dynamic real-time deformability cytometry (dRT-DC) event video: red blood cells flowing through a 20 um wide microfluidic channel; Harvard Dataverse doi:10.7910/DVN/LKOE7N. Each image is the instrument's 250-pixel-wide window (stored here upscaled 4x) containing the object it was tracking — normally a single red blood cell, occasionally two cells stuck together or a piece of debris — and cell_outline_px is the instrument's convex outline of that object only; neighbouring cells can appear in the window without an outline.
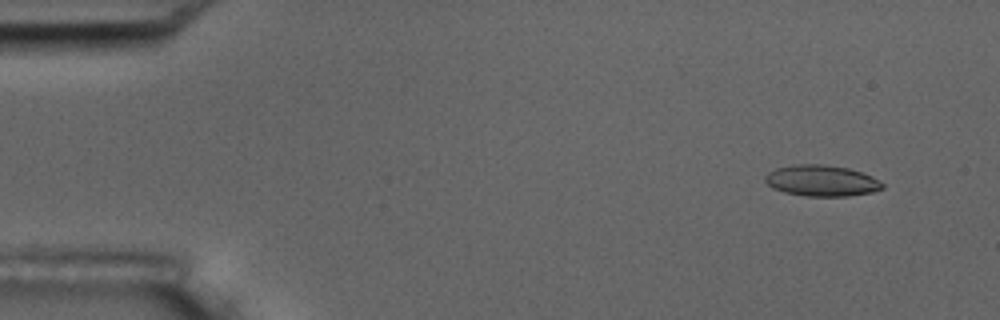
{"species": "common noctule bat (a hibernating species)", "species_latin": "Nyctalus noctula", "temperature_condition": "room temperature", "stored_images_in_passage": 7, "camera_frame_rate_fps": 3000, "um_per_image_px": 0.085, "animal": {"sex": "male", "body_mass_g": 17.5, "forearm_length_mm": 52.3}, "frame": {"image": 1, "passage_image": 2, "time_ms": 1.333, "image_size_px": [1000, 320], "cell_outline_px": [[884, 188], [872, 192], [848, 196], [804, 196], [784, 192], [772, 188], [764, 180], [764, 176], [768, 172], [776, 168], [796, 164], [820, 164], [848, 168], [872, 176], [884, 184]], "centroid_in_image_um": [69.81, 15.36], "position_along_channel_um": 15.2, "area_um2": 21.27}}
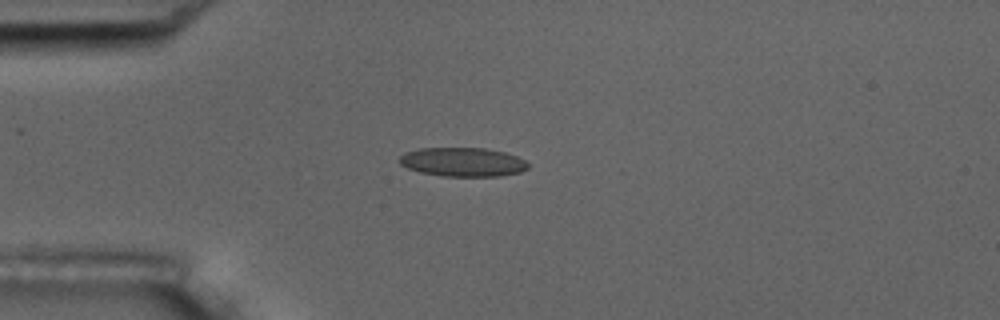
{"frame": {"image": 2, "passage_image": 5, "time_ms": 4.667, "image_size_px": [1000, 320], "cell_outline_px": [[528, 168], [520, 172], [500, 176], [444, 176], [420, 172], [408, 168], [400, 164], [400, 156], [404, 152], [420, 148], [484, 148], [504, 152], [516, 156], [524, 160], [528, 164]], "centroid_in_image_um": [39.32, 13.77], "position_along_channel_um": 45.7, "area_um2": 21.62}}
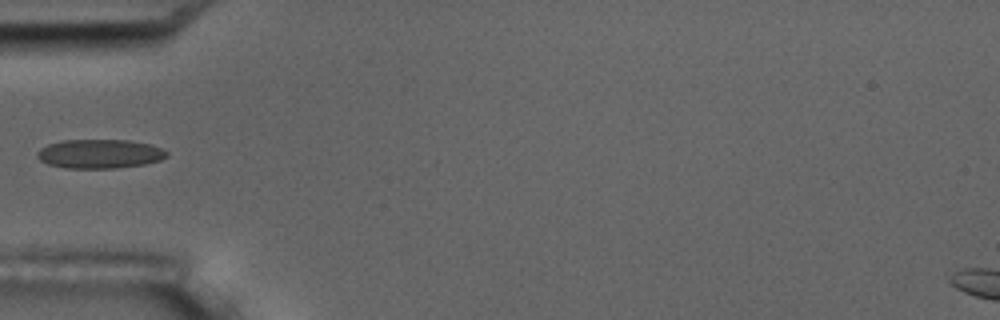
{"frame": {"image": 3, "passage_image": 6, "time_ms": 6.0, "image_size_px": [1000, 320], "cell_outline_px": [[168, 156], [160, 160], [144, 164], [116, 168], [64, 168], [48, 164], [40, 160], [36, 156], [36, 152], [40, 148], [48, 144], [60, 140], [128, 140], [152, 144], [168, 152]], "centroid_in_image_um": [8.45, 13.07], "position_along_channel_um": 76.5, "area_um2": 22.08}}